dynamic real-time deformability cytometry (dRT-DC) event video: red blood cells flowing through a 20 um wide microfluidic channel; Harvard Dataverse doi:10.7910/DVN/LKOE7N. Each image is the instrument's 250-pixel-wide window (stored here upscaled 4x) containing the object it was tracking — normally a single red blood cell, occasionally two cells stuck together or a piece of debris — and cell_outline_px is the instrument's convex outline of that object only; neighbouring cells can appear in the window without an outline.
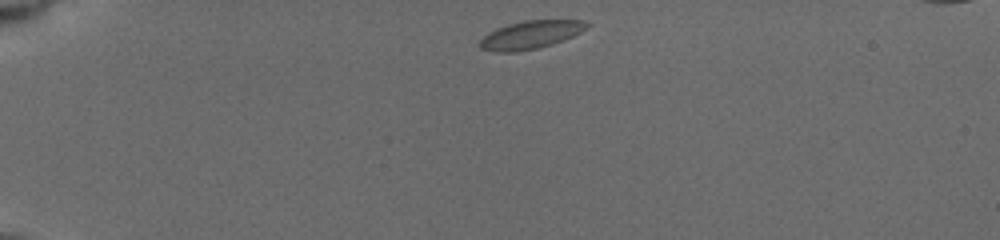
{"species": "common noctule bat (a hibernating species)", "species_latin": "Nyctalus noctula", "temperature_condition": "cold", "stored_images_in_passage": 27, "camera_frame_rate_fps": 3000, "um_per_image_px": 0.085, "animal": {"sex": "female", "body_mass_g": 19.5, "forearm_length_mm": 54.1}, "frame": {"image": 1, "passage_image": 1, "time_ms": 0.0, "image_size_px": [1000, 240], "cell_outline_px": [[592, 24], [580, 32], [564, 40], [552, 44], [536, 48], [516, 52], [496, 52], [480, 48], [476, 44], [488, 32], [496, 28], [508, 24], [524, 20], [584, 20]], "centroid_in_image_um": [45.08, 2.95], "position_along_channel_um": 39.9, "area_um2": 17.63}}
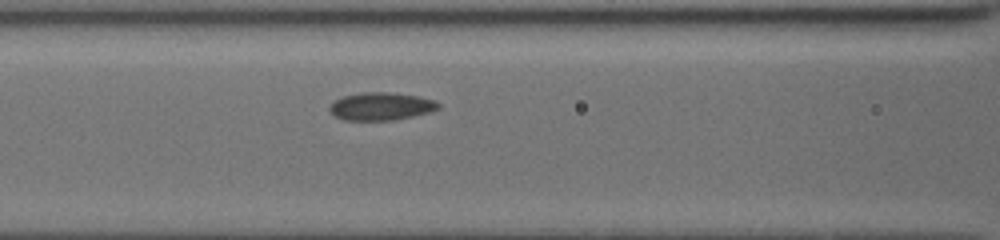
{"frame": {"image": 2, "passage_image": 12, "time_ms": 4.0, "image_size_px": [1000, 240], "cell_outline_px": [[440, 108], [428, 112], [412, 116], [392, 120], [344, 120], [332, 116], [328, 108], [336, 100], [344, 96], [360, 92], [392, 92], [420, 96], [436, 100], [440, 104]], "centroid_in_image_um": [32.39, 9.03], "position_along_channel_um": 134.2, "area_um2": 17.74}}
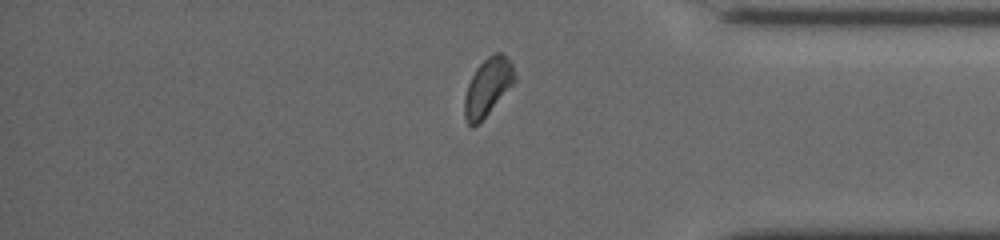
{"frame": {"image": 3, "passage_image": 22, "time_ms": 11.0, "image_size_px": [1000, 240], "cell_outline_px": [[516, 80], [488, 112], [472, 128], [468, 124], [464, 116], [464, 96], [468, 84], [476, 68], [488, 56], [496, 52], [500, 52], [512, 64], [516, 76]], "centroid_in_image_um": [41.44, 7.38], "position_along_channel_um": 393.8, "area_um2": 16.36}, "authors_computed_cell_mechanics": {"area_um2": 17.5712, "velocity_mm_per_s": 3.8685, "shape_relaxation_time_tau1_ms": 4.3926, "shape_relaxation_time_tau2_ms": 1.9691, "deformation_change_tau1": 0.1006, "deformation_change_tau2": 0.0721}}